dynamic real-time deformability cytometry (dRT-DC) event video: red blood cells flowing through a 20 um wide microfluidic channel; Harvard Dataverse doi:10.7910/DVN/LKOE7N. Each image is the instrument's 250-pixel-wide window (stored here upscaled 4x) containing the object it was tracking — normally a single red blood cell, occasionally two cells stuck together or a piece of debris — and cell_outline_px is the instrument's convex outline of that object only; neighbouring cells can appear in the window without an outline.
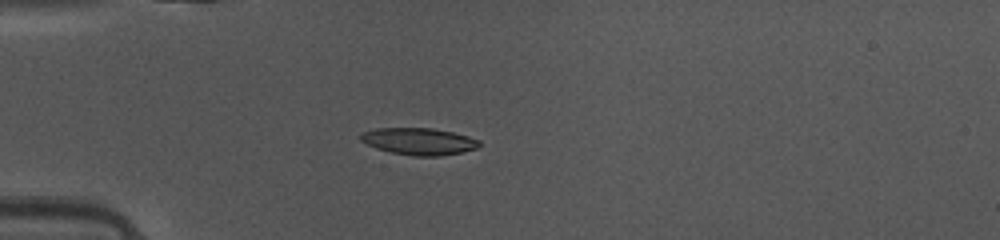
{"species": "common noctule bat (a hibernating species)", "species_latin": "Nyctalus noctula", "temperature_condition": "warm", "stored_images_in_passage": 36, "camera_frame_rate_fps": 3000, "um_per_image_px": 0.085, "animal": {"sex": "female", "body_mass_g": 10.0, "forearm_length_mm": 53.1}, "frame": {"image": 1, "passage_image": 1, "time_ms": 0.0, "image_size_px": [1000, 240], "cell_outline_px": [[480, 144], [476, 148], [460, 152], [440, 156], [416, 156], [392, 152], [376, 148], [360, 140], [360, 136], [364, 132], [376, 128], [432, 128], [452, 132], [468, 136], [480, 140]], "centroid_in_image_um": [35.62, 12.01], "position_along_channel_um": 49.4, "area_um2": 18.38}}
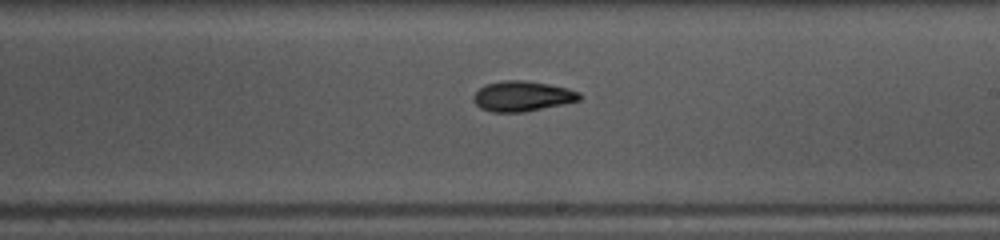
{"frame": {"image": 2, "passage_image": 16, "time_ms": 5.0, "image_size_px": [1000, 240], "cell_outline_px": [[580, 100], [564, 104], [524, 112], [492, 112], [480, 108], [472, 100], [472, 96], [484, 84], [504, 80], [524, 80], [548, 84], [568, 88], [580, 92]], "centroid_in_image_um": [44.37, 8.17], "position_along_channel_um": 244.6, "area_um2": 18.79}}
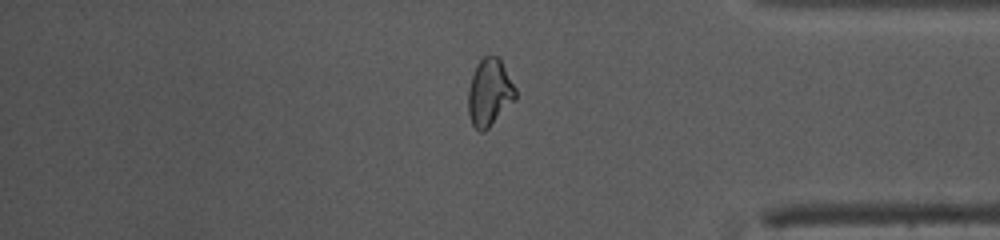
{"frame": {"image": 3, "passage_image": 28, "time_ms": 9.0, "image_size_px": [1000, 240], "cell_outline_px": [[516, 100], [484, 132], [480, 132], [472, 124], [468, 112], [468, 88], [476, 64], [484, 56], [496, 56], [500, 60], [516, 88]], "centroid_in_image_um": [41.6, 7.88], "position_along_channel_um": 393.6, "area_um2": 18.5}, "authors_computed_cell_mechanics": {"area_um2": 18.6116, "velocity_mm_per_s": 4.1584, "shape_relaxation_time_tau1_ms": 6.585, "shape_relaxation_time_tau2_ms": 3.5526, "deformation_change_tau1": 0.1872, "deformation_change_tau2": 0.0984}}